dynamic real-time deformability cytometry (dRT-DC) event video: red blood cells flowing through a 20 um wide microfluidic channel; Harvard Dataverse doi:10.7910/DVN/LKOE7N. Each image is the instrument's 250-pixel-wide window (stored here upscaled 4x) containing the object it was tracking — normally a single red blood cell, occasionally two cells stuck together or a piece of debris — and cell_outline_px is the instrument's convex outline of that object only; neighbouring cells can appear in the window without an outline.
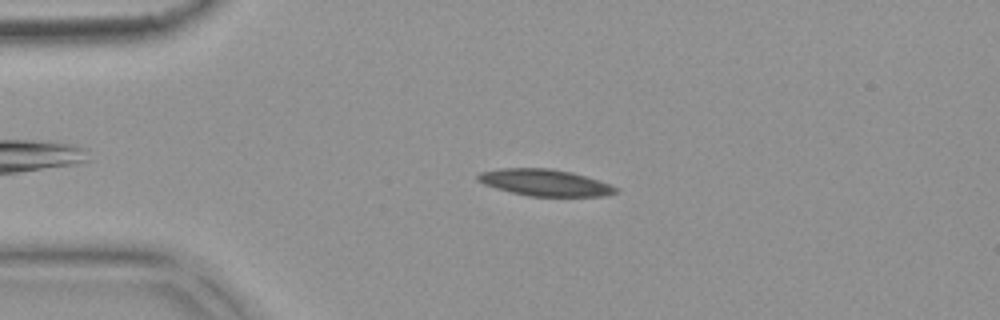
{"species": "common noctule bat (a hibernating species)", "species_latin": "Nyctalus noctula", "temperature_condition": "warm", "stored_images_in_passage": 49, "camera_frame_rate_fps": 3000, "um_per_image_px": 0.085, "animal": {"sex": "female", "body_mass_g": 18.4}, "frame": {"image": 1, "passage_image": 7, "time_ms": 2.0, "image_size_px": [1000, 320], "cell_outline_px": [[620, 188], [616, 192], [604, 196], [528, 196], [496, 188], [484, 184], [476, 180], [476, 176], [480, 172], [500, 168], [548, 168], [572, 172]], "centroid_in_image_um": [46.27, 15.52], "position_along_channel_um": 38.7, "area_um2": 21.21}}
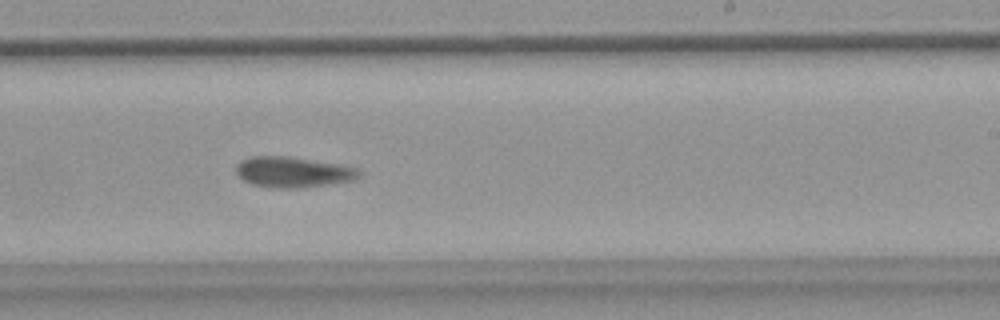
{"frame": {"image": 2, "passage_image": 28, "time_ms": 9.0, "image_size_px": [1000, 320], "cell_outline_px": [[364, 172], [356, 180], [328, 184], [296, 188], [276, 188], [252, 184], [244, 180], [236, 172], [236, 164], [240, 160], [252, 156], [288, 156], [340, 164], [356, 168]], "centroid_in_image_um": [24.93, 14.62], "position_along_channel_um": 264.1, "area_um2": 22.02}}
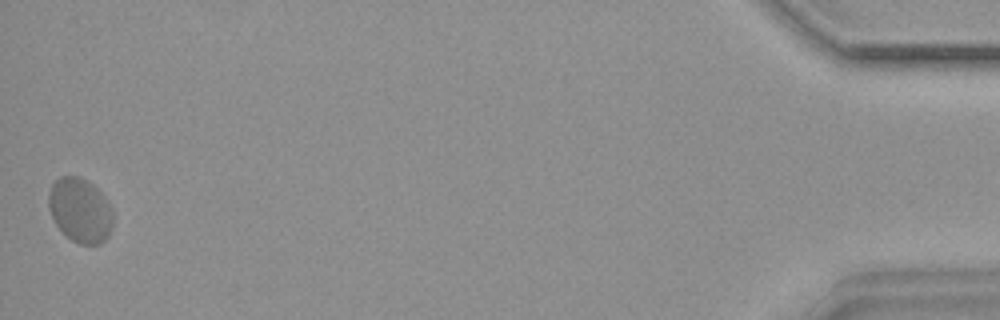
{"frame": {"image": 3, "passage_image": 49, "time_ms": 16.0, "image_size_px": [1000, 320], "cell_outline_px": [[112, 228], [108, 236], [100, 244], [80, 244], [72, 240], [56, 224], [48, 208], [48, 192], [52, 184], [60, 176], [76, 176], [88, 180], [104, 196], [112, 212]], "centroid_in_image_um": [6.8, 17.86], "position_along_channel_um": 428.4, "area_um2": 23.99}, "authors_computed_cell_mechanics": {"area_um2": 21.7328, "velocity_mm_per_s": 3.6691, "shape_relaxation_time_tau1_ms": null, "shape_relaxation_time_tau2_ms": 1.5777, "deformation_change_tau1": null, "deformation_change_tau2": 0.0577}}